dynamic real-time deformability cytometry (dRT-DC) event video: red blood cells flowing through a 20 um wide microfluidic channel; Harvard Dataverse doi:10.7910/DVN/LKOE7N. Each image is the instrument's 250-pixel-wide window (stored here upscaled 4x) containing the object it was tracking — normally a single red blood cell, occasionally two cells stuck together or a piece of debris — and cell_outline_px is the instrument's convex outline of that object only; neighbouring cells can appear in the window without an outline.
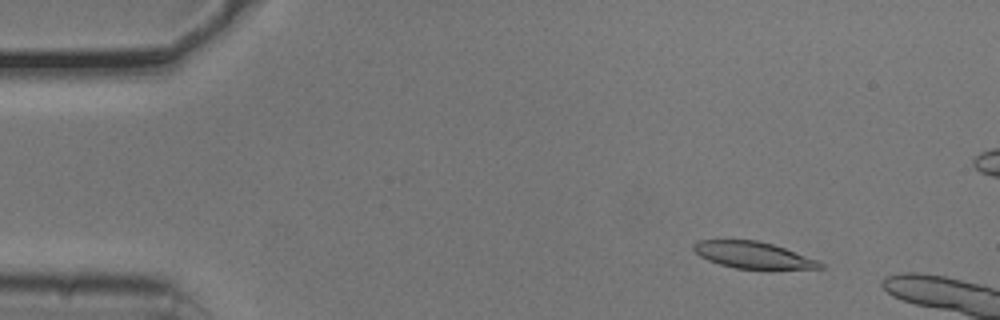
{"species": "common noctule bat (a hibernating species)", "species_latin": "Nyctalus noctula", "temperature_condition": "cold", "stored_images_in_passage": 12, "camera_frame_rate_fps": 3000, "um_per_image_px": 0.085, "animal": {"sex": "male", "body_mass_g": 20.5, "forearm_length_mm": 52.5}, "frame": {"image": 1, "passage_image": 7, "time_ms": 2.0, "image_size_px": [1000, 320], "cell_outline_px": [[824, 268], [772, 272], [736, 268], [720, 264], [708, 260], [700, 256], [692, 248], [692, 244], [696, 240], [756, 240], [772, 244], [820, 260], [824, 264]], "centroid_in_image_um": [64.12, 21.74], "position_along_channel_um": 20.9, "area_um2": 20.63}}